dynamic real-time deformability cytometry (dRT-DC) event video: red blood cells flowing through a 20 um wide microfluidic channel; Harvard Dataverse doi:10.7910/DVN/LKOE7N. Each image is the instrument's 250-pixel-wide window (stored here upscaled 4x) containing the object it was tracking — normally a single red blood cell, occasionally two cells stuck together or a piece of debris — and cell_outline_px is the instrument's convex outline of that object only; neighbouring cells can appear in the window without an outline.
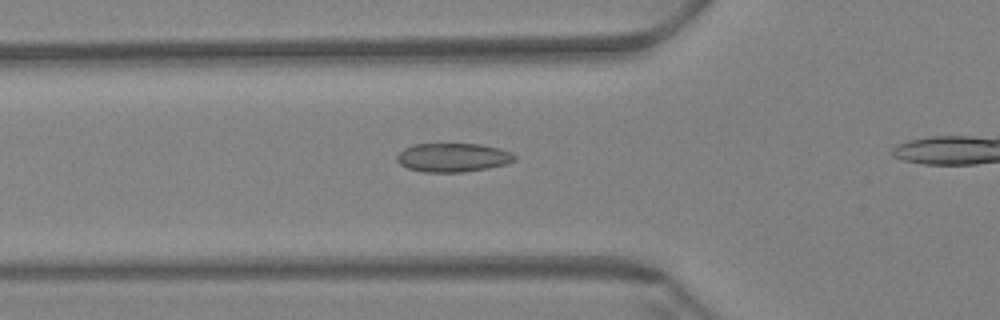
{"species": "Egyptian fruit bat (a non-hibernating species)", "species_latin": "Rousettus aegyptiacus", "temperature_condition": "warm", "stored_images_in_passage": 40, "camera_frame_rate_fps": 3000, "um_per_image_px": 0.085, "animal": {"sex": "female"}, "frame": {"image": 1, "passage_image": 12, "time_ms": 3.667, "image_size_px": [1000, 320], "cell_outline_px": [[516, 160], [504, 164], [488, 168], [464, 172], [424, 172], [408, 168], [400, 164], [396, 160], [396, 156], [404, 148], [412, 144], [480, 144], [500, 148], [512, 152], [516, 156]], "centroid_in_image_um": [38.5, 13.38], "position_along_channel_um": 87.3, "area_um2": 19.83}}
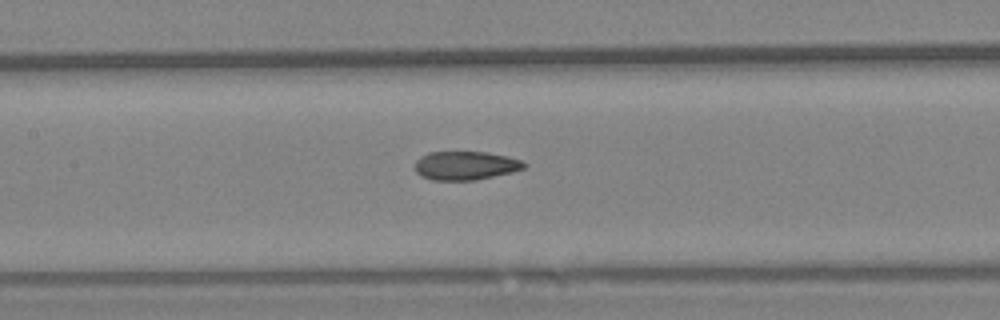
{"frame": {"image": 2, "passage_image": 19, "time_ms": 6.0, "image_size_px": [1000, 320], "cell_outline_px": [[528, 164], [524, 168], [512, 172], [476, 180], [432, 180], [416, 172], [416, 160], [420, 156], [428, 152], [488, 152], [508, 156], [520, 160]], "centroid_in_image_um": [39.59, 14.06], "position_along_channel_um": 167.8, "area_um2": 18.21}}
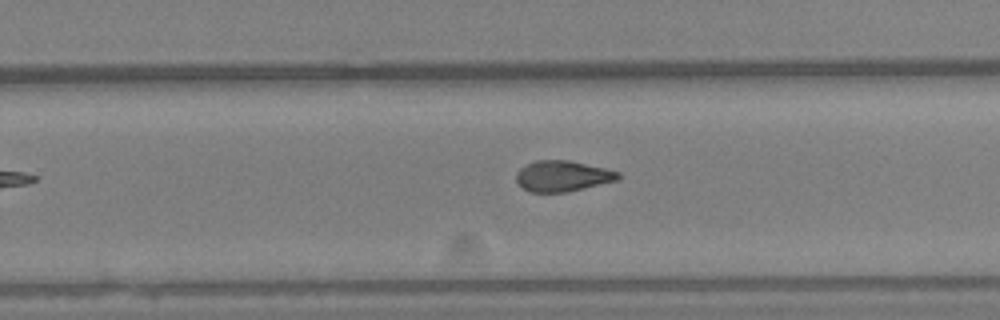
{"frame": {"image": 3, "passage_image": 29, "time_ms": 9.333, "image_size_px": [1000, 320], "cell_outline_px": [[620, 176], [616, 180], [568, 192], [532, 192], [524, 188], [516, 180], [516, 172], [520, 168], [536, 160], [568, 160], [604, 168], [620, 172]], "centroid_in_image_um": [47.8, 14.96], "position_along_channel_um": 282.0, "area_um2": 18.03}}